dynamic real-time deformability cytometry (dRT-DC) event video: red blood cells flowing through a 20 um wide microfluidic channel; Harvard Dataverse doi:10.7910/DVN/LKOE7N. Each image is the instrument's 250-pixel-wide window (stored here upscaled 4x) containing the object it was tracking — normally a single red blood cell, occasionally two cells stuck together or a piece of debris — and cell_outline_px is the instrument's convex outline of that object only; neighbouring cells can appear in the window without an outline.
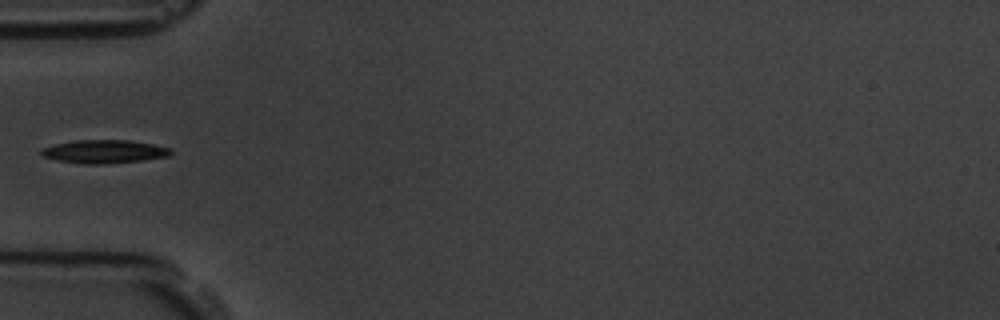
{"species": "common noctule bat (a hibernating species)", "species_latin": "Nyctalus noctula", "temperature_condition": "room temperature", "stored_images_in_passage": 6, "camera_frame_rate_fps": 3000, "um_per_image_px": 0.085, "animal": {"sex": "male", "body_mass_g": 19.5, "forearm_length_mm": 54.6}, "frame": {"image": 1, "passage_image": 5, "time_ms": 4.667, "image_size_px": [1000, 320], "cell_outline_px": [[172, 152], [168, 156], [144, 160], [104, 164], [80, 164], [56, 160], [40, 156], [40, 148], [56, 144], [76, 140], [128, 140], [152, 144], [172, 148]], "centroid_in_image_um": [8.82, 12.89], "position_along_channel_um": 76.2, "area_um2": 17.74}}
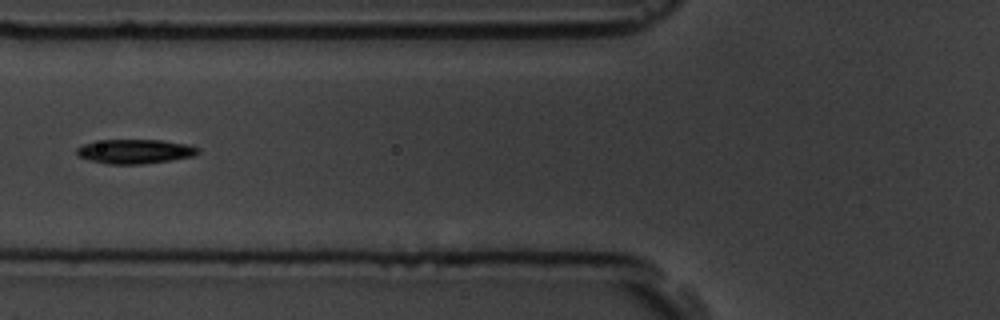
{"frame": {"image": 2, "passage_image": 6, "time_ms": 5.667, "image_size_px": [1000, 320], "cell_outline_px": [[200, 152], [192, 156], [172, 160], [140, 164], [108, 164], [88, 160], [76, 156], [76, 148], [84, 144], [104, 140], [160, 140], [188, 144], [200, 148]], "centroid_in_image_um": [11.47, 12.87], "position_along_channel_um": 114.3, "area_um2": 17.22}}